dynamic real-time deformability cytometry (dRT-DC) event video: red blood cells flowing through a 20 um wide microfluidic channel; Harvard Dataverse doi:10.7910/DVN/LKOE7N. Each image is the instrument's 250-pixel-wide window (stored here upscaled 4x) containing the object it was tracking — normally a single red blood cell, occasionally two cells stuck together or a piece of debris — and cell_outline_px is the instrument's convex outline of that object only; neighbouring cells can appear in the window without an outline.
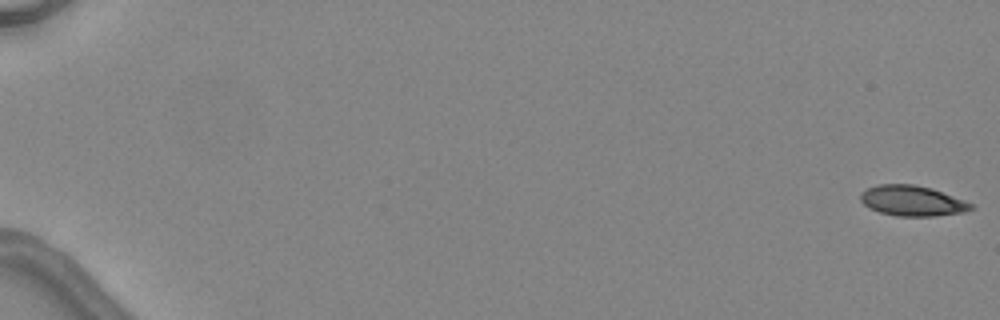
{"species": "common noctule bat (a hibernating species)", "species_latin": "Nyctalus noctula", "temperature_condition": "warm", "stored_images_in_passage": 6, "camera_frame_rate_fps": 3000, "um_per_image_px": 0.085, "animal": {"sex": "female", "body_mass_g": 24.6, "forearm_length_mm": 56.2}, "frame": {"image": 1, "passage_image": 1, "time_ms": 0.0, "image_size_px": [1000, 320], "cell_outline_px": [[976, 208], [964, 212], [936, 216], [896, 216], [880, 212], [868, 208], [860, 200], [860, 192], [868, 188], [880, 184], [912, 184], [932, 188], [964, 200], [972, 204]], "centroid_in_image_um": [77.54, 17.07], "position_along_channel_um": 7.5, "area_um2": 19.65}}
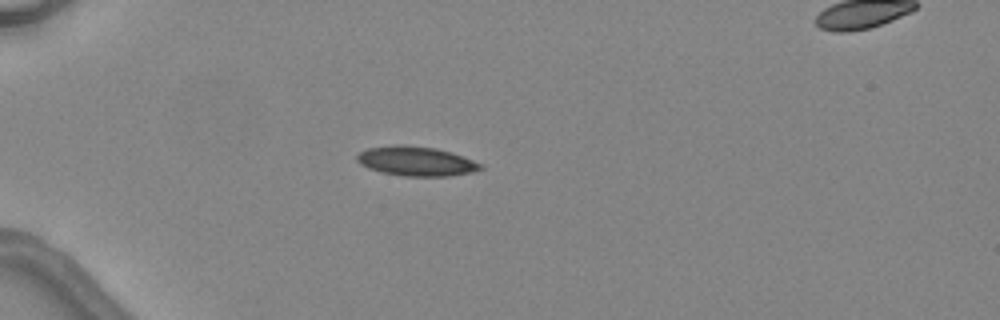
{"frame": {"image": 2, "passage_image": 5, "time_ms": 5.0, "image_size_px": [1000, 320], "cell_outline_px": [[484, 168], [472, 172], [448, 176], [404, 176], [380, 172], [368, 168], [360, 164], [356, 160], [356, 156], [360, 152], [368, 148], [396, 144], [404, 144], [436, 148], [452, 152], [464, 156], [484, 164]], "centroid_in_image_um": [35.39, 13.69], "position_along_channel_um": 49.6, "area_um2": 21.5}}